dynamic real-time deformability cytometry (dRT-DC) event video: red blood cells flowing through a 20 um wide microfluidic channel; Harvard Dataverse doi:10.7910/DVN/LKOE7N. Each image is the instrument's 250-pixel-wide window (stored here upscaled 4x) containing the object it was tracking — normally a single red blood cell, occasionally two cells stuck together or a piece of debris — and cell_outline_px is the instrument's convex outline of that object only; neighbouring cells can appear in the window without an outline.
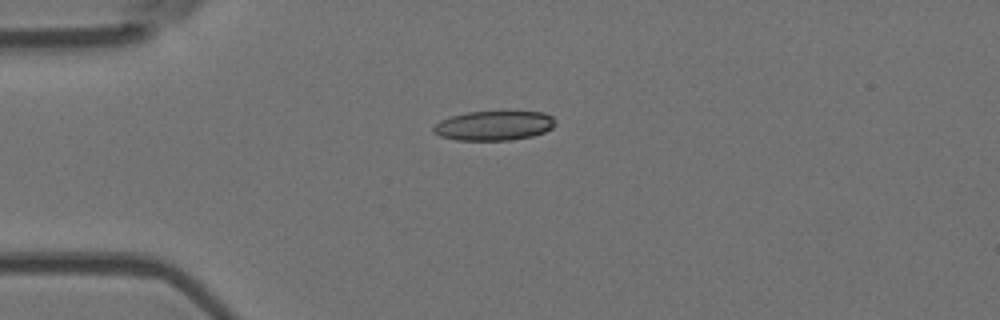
{"species": "Egyptian fruit bat (a non-hibernating species)", "species_latin": "Rousettus aegyptiacus", "temperature_condition": "room temperature", "stored_images_in_passage": 6, "camera_frame_rate_fps": 3000, "um_per_image_px": 0.085, "animal": {"sex": "female"}, "frame": {"image": 1, "passage_image": 1, "time_ms": 0.0, "image_size_px": [1000, 320], "cell_outline_px": [[556, 124], [552, 128], [544, 132], [532, 136], [512, 140], [456, 140], [440, 136], [432, 132], [432, 128], [440, 120], [452, 116], [468, 112], [544, 112], [552, 116], [556, 120]], "centroid_in_image_um": [41.99, 10.68], "position_along_channel_um": 43.0, "area_um2": 20.98}}
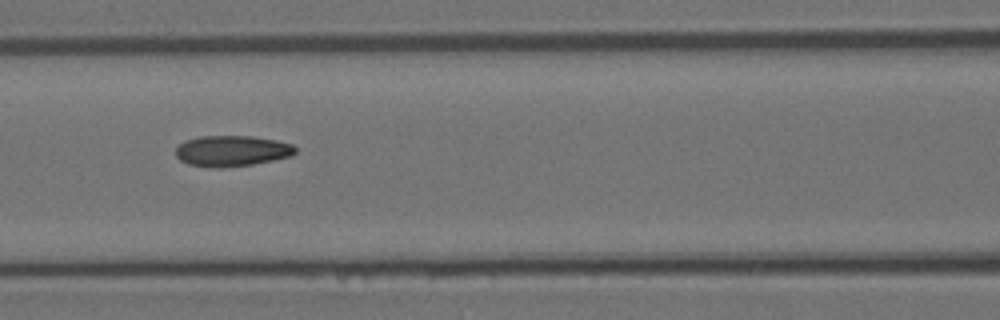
{"frame": {"image": 2, "passage_image": 4, "time_ms": 1.0, "image_size_px": [1000, 320], "cell_outline_px": [[296, 152], [292, 156], [252, 164], [220, 168], [212, 168], [188, 164], [180, 160], [176, 156], [176, 148], [184, 140], [200, 136], [252, 136], [276, 140], [292, 144], [296, 148]], "centroid_in_image_um": [19.69, 12.82], "position_along_channel_um": 146.9, "area_um2": 21.56}}
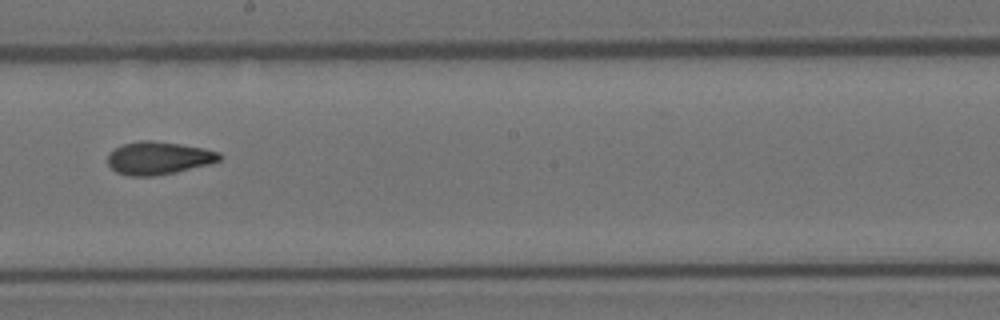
{"frame": {"image": 3, "passage_image": 6, "time_ms": 1.667, "image_size_px": [1000, 320], "cell_outline_px": [[220, 160], [208, 164], [176, 172], [152, 176], [128, 176], [116, 172], [108, 164], [108, 152], [124, 144], [140, 140], [148, 140], [180, 144], [204, 148], [220, 152]], "centroid_in_image_um": [13.45, 13.43], "position_along_channel_um": 234.7, "area_um2": 21.27}}